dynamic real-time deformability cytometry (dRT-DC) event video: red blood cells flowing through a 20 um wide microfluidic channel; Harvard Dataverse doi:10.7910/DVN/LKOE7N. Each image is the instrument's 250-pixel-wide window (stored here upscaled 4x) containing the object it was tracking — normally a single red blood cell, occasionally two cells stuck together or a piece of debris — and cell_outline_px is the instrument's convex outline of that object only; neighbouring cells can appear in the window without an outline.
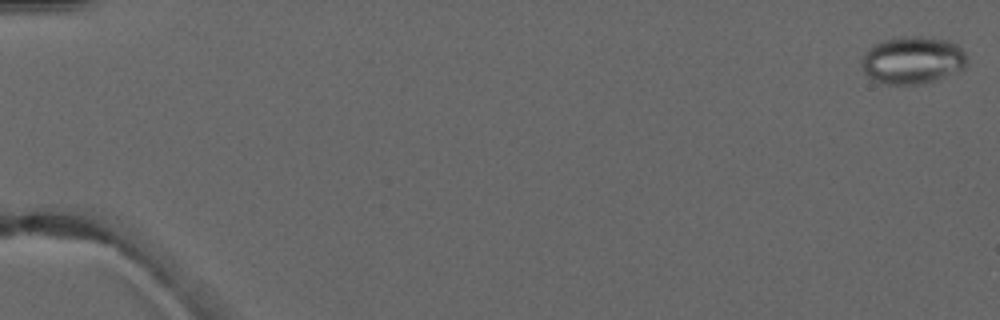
{"species": "common noctule bat (a hibernating species)", "species_latin": "Nyctalus noctula", "temperature_condition": "warm", "stored_images_in_passage": 6, "camera_frame_rate_fps": 3000, "um_per_image_px": 0.085, "animal": {"sex": "male", "forearm_length_mm": 52.5}, "frame": {"image": 1, "passage_image": 1, "time_ms": 0.0, "image_size_px": [1000, 320], "cell_outline_px": [[964, 68], [944, 76], [920, 84], [888, 84], [872, 80], [864, 72], [864, 52], [872, 44], [884, 40], [904, 36], [920, 36], [948, 40], [956, 44], [964, 52]], "centroid_in_image_um": [77.53, 5.1], "position_along_channel_um": 7.5, "area_um2": 28.61}}